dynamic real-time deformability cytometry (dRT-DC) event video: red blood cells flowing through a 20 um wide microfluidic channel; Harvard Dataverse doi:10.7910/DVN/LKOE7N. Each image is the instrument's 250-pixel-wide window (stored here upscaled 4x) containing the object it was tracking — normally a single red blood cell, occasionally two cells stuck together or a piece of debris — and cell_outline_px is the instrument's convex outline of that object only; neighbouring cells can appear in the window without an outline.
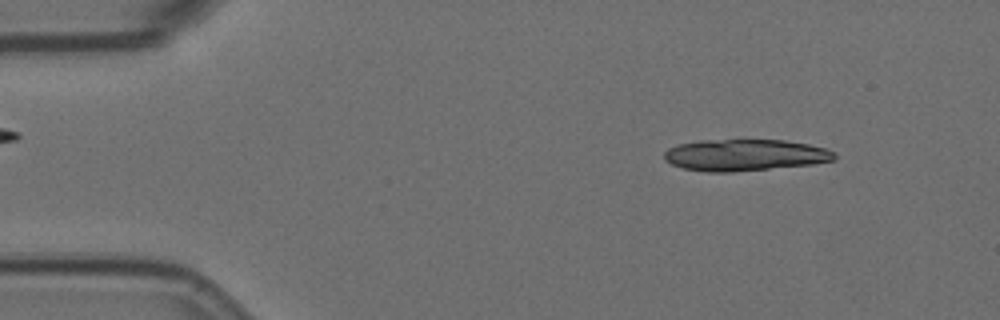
{"species": "Egyptian fruit bat (a non-hibernating species)", "species_latin": "Rousettus aegyptiacus", "temperature_condition": "room temperature", "stored_images_in_passage": 5, "camera_frame_rate_fps": 3000, "um_per_image_px": 0.085, "animal": {"sex": "female"}, "frame": {"image": 1, "passage_image": 1, "time_ms": 0.0, "image_size_px": [1000, 320], "cell_outline_px": [[836, 160], [812, 164], [732, 172], [708, 172], [684, 168], [672, 164], [664, 160], [664, 152], [668, 148], [676, 144], [700, 140], [784, 140], [808, 144], [824, 148], [836, 152]], "centroid_in_image_um": [63.3, 13.17], "position_along_channel_um": 21.7, "area_um2": 31.39}}